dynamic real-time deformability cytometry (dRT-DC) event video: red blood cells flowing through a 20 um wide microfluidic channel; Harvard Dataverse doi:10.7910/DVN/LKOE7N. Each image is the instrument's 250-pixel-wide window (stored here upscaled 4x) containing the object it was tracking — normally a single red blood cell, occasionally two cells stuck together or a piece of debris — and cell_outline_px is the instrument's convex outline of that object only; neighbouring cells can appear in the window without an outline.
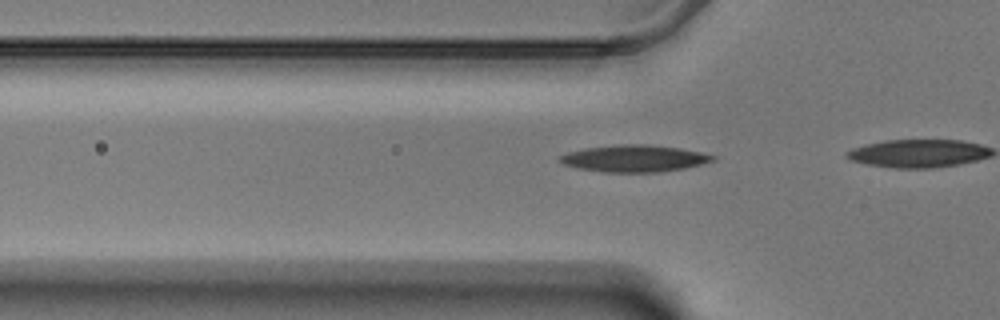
{"species": "Egyptian fruit bat (a non-hibernating species)", "species_latin": "Rousettus aegyptiacus", "temperature_condition": "warm", "stored_images_in_passage": 7, "camera_frame_rate_fps": 3000, "um_per_image_px": 0.085, "animal": {"sex": "male"}, "frame": {"image": 1, "passage_image": 4, "time_ms": 1.0, "image_size_px": [1000, 320], "cell_outline_px": [[716, 160], [684, 168], [660, 172], [604, 172], [580, 168], [564, 164], [560, 160], [560, 156], [568, 152], [584, 148], [616, 144], [644, 144], [680, 148], [700, 152], [716, 156]], "centroid_in_image_um": [53.93, 13.46], "position_along_channel_um": 71.9, "area_um2": 23.76}}